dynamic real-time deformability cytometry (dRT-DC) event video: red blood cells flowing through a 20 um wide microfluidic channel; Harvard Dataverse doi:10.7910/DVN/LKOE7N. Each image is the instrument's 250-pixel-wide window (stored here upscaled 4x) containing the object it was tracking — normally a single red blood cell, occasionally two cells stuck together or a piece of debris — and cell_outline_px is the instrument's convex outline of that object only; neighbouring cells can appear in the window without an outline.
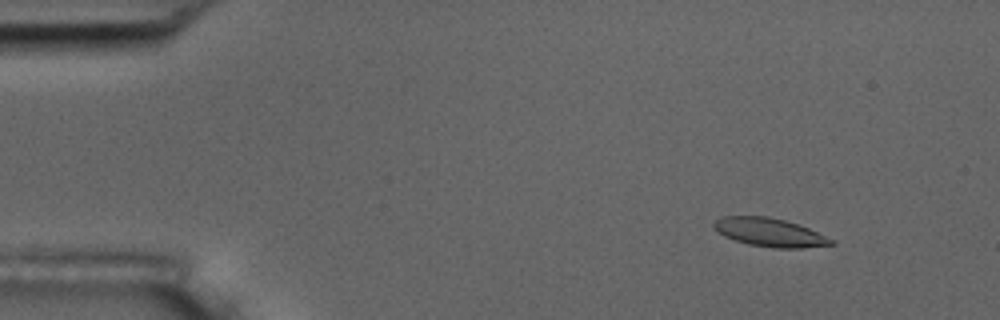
{"species": "common noctule bat (a hibernating species)", "species_latin": "Nyctalus noctula", "temperature_condition": "room temperature", "stored_images_in_passage": 4, "camera_frame_rate_fps": 3000, "um_per_image_px": 0.085, "animal": {"sex": "male", "body_mass_g": 17.5, "forearm_length_mm": 52.3}, "frame": {"image": 1, "passage_image": 1, "time_ms": 0.0, "image_size_px": [1000, 320], "cell_outline_px": [[836, 244], [804, 248], [772, 248], [748, 244], [724, 236], [716, 232], [712, 228], [712, 224], [716, 220], [724, 216], [768, 216], [784, 220], [808, 228], [836, 240]], "centroid_in_image_um": [65.42, 19.76], "position_along_channel_um": 19.6, "area_um2": 19.59}}
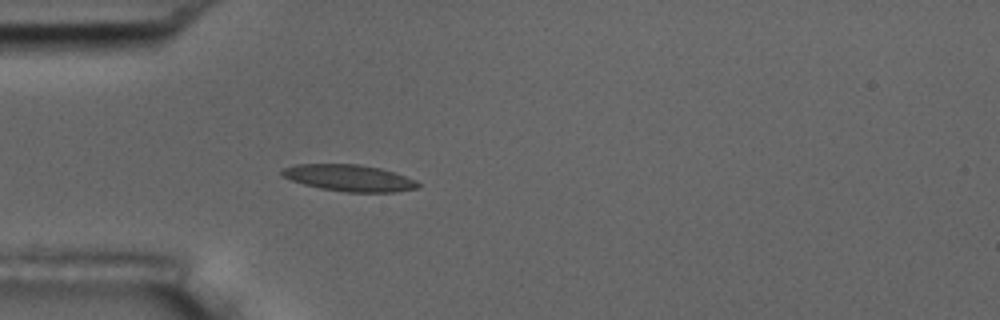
{"frame": {"image": 2, "passage_image": 4, "time_ms": 3.333, "image_size_px": [1000, 320], "cell_outline_px": [[420, 188], [396, 192], [348, 192], [320, 188], [304, 184], [292, 180], [284, 176], [280, 172], [284, 168], [296, 164], [360, 164], [380, 168], [416, 180], [420, 184]], "centroid_in_image_um": [29.71, 15.13], "position_along_channel_um": 55.3, "area_um2": 20.92}}